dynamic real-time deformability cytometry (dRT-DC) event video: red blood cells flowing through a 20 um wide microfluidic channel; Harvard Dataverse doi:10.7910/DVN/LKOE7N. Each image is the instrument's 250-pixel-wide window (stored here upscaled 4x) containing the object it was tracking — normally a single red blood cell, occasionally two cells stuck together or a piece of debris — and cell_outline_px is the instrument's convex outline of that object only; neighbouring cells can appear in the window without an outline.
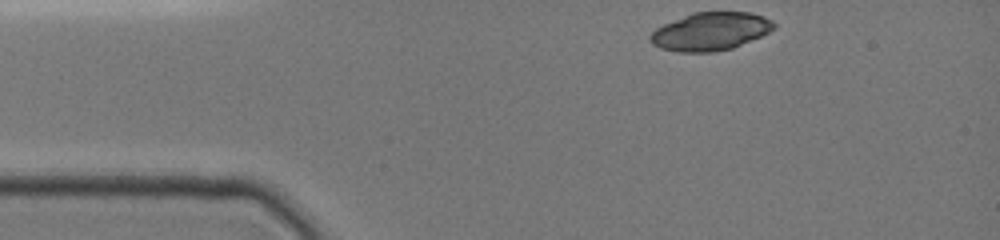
{"species": "common noctule bat (a hibernating species)", "species_latin": "Nyctalus noctula", "temperature_condition": "cold", "stored_images_in_passage": 35, "camera_frame_rate_fps": 3000, "um_per_image_px": 0.085, "animal": {"sex": "female", "body_mass_g": 19.0, "forearm_length_mm": 51.5}, "frame": {"image": 1, "passage_image": 1, "time_ms": 0.0, "image_size_px": [1000, 240], "cell_outline_px": [[776, 28], [760, 36], [732, 48], [712, 52], [680, 52], [660, 48], [652, 44], [648, 36], [656, 28], [664, 24], [692, 12], [752, 12], [764, 16], [772, 20], [776, 24]], "centroid_in_image_um": [60.39, 2.66], "position_along_channel_um": 24.6, "area_um2": 27.4}}